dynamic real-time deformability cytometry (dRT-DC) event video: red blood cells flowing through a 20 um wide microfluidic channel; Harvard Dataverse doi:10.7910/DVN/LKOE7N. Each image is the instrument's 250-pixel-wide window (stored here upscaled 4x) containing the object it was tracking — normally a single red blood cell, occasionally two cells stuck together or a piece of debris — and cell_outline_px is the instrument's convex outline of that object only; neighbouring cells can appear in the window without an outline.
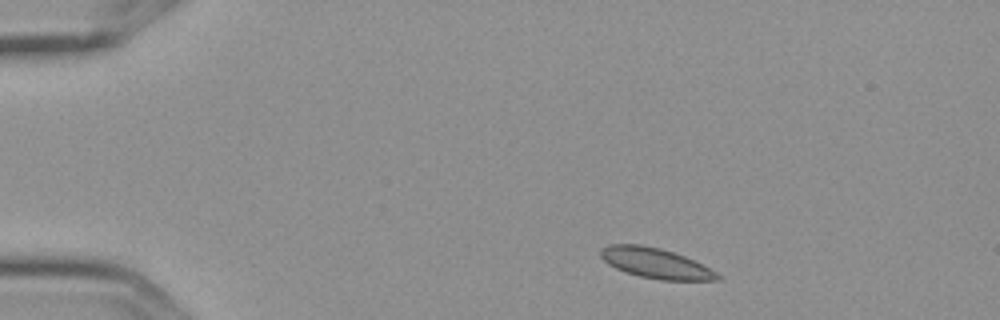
{"species": "Egyptian fruit bat (a non-hibernating species)", "species_latin": "Rousettus aegyptiacus", "temperature_condition": "cold", "stored_images_in_passage": 4, "camera_frame_rate_fps": 3000, "um_per_image_px": 0.085, "frame": {"image": 1, "passage_image": 1, "time_ms": 0.0, "image_size_px": [1000, 320], "cell_outline_px": [[720, 280], [660, 280], [640, 276], [624, 272], [608, 264], [600, 256], [600, 248], [608, 244], [640, 244], [660, 248], [684, 256], [716, 272], [720, 276]], "centroid_in_image_um": [55.66, 22.36], "position_along_channel_um": 29.3, "area_um2": 20.4}}
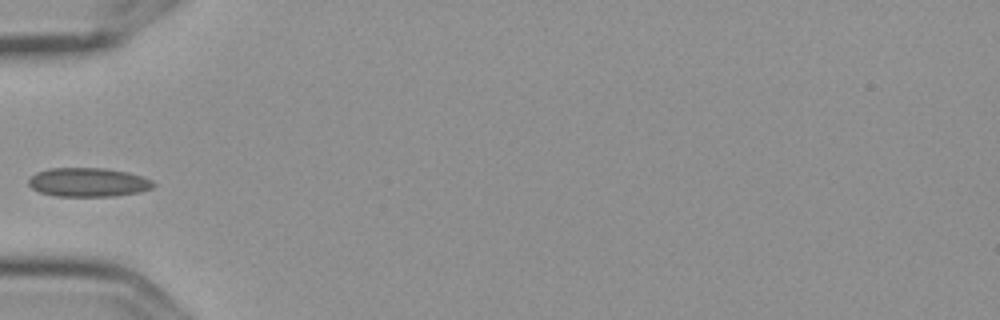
{"frame": {"image": 2, "passage_image": 4, "time_ms": 1.0, "image_size_px": [1000, 320], "cell_outline_px": [[156, 184], [152, 188], [140, 192], [112, 196], [52, 196], [40, 192], [32, 188], [28, 184], [28, 180], [36, 172], [48, 168], [104, 168], [128, 172], [152, 180]], "centroid_in_image_um": [7.48, 15.49], "position_along_channel_um": 77.5, "area_um2": 21.1}}